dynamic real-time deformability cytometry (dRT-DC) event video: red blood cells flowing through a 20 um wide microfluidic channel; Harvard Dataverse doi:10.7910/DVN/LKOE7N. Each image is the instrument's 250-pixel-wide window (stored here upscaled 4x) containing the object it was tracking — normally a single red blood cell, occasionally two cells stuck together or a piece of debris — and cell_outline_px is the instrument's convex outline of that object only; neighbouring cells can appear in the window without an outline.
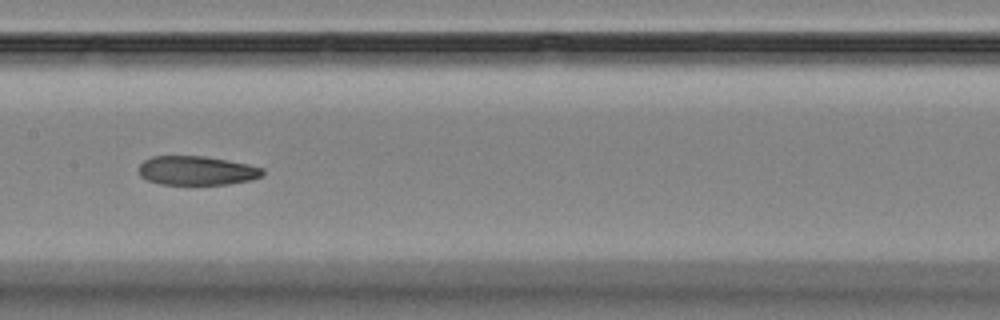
{"species": "Egyptian fruit bat (a non-hibernating species)", "species_latin": "Rousettus aegyptiacus", "temperature_condition": "room temperature", "stored_images_in_passage": 10, "camera_frame_rate_fps": 3000, "um_per_image_px": 0.085, "animal": {"sex": "female"}, "frame": {"image": 1, "passage_image": 4, "time_ms": 3.333, "image_size_px": [1000, 320], "cell_outline_px": [[264, 176], [252, 180], [228, 184], [160, 184], [148, 180], [140, 176], [136, 168], [144, 160], [152, 156], [204, 156], [228, 160], [248, 164], [264, 168]], "centroid_in_image_um": [16.73, 14.5], "position_along_channel_um": 190.7, "area_um2": 21.21}}
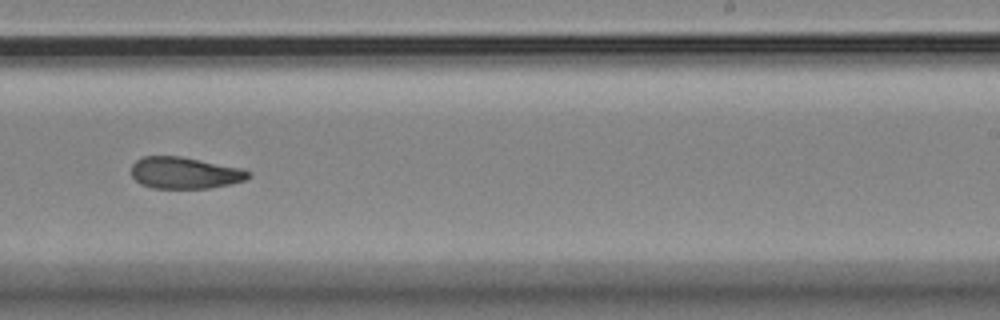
{"frame": {"image": 2, "passage_image": 6, "time_ms": 5.667, "image_size_px": [1000, 320], "cell_outline_px": [[248, 176], [244, 180], [232, 184], [208, 188], [152, 188], [140, 184], [132, 176], [132, 164], [136, 160], [144, 156], [180, 156], [240, 168], [248, 172]], "centroid_in_image_um": [15.65, 14.7], "position_along_channel_um": 273.4, "area_um2": 21.33}}
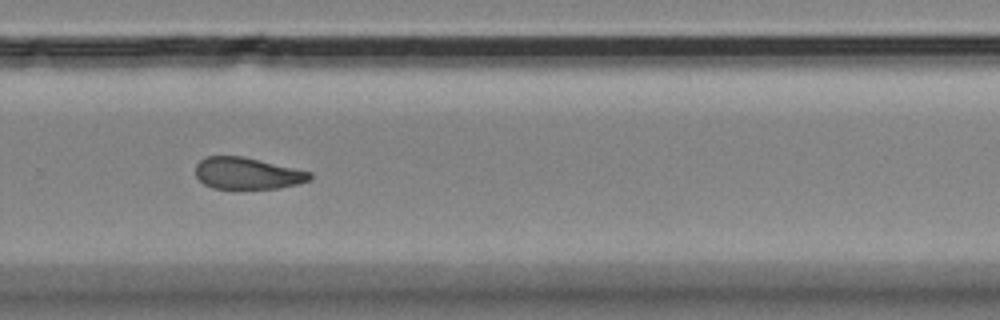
{"frame": {"image": 3, "passage_image": 7, "time_ms": 6.667, "image_size_px": [1000, 320], "cell_outline_px": [[312, 176], [308, 180], [296, 184], [280, 188], [212, 188], [204, 184], [196, 176], [196, 164], [200, 160], [208, 156], [244, 156], [312, 172]], "centroid_in_image_um": [21.01, 14.72], "position_along_channel_um": 308.8, "area_um2": 20.98}, "authors_computed_cell_mechanics": {"area_um2": 22.1952, "velocity_mm_per_s": 3.5678, "shape_relaxation_time_tau1_ms": null, "shape_relaxation_time_tau2_ms": 4.1477, "deformation_change_tau1": null, "deformation_change_tau2": 0.0829}}